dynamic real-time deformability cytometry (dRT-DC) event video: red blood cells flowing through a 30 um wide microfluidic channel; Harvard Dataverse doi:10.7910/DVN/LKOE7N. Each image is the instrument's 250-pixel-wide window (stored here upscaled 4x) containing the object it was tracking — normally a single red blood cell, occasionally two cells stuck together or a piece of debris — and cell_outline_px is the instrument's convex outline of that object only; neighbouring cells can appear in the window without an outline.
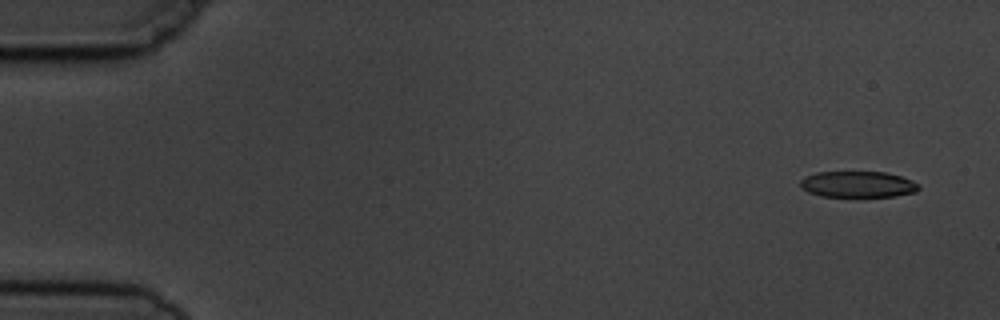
{"species": "common noctule bat (a hibernating species)", "species_latin": "Nyctalus noctula", "temperature_condition": "cold", "stored_images_in_passage": 5, "camera_frame_rate_fps": 3000, "um_per_image_px": 0.085, "animal": {"sex": "male", "body_mass_g": 19.5, "forearm_length_mm": 54.6}, "frame": {"image": 1, "passage_image": 1, "time_ms": 0.0, "image_size_px": [1000, 320], "cell_outline_px": [[920, 188], [916, 192], [896, 196], [820, 196], [808, 192], [800, 188], [800, 180], [804, 176], [816, 172], [884, 172], [900, 176], [912, 180], [920, 184]], "centroid_in_image_um": [72.9, 15.66], "position_along_channel_um": 12.1, "area_um2": 18.15}}
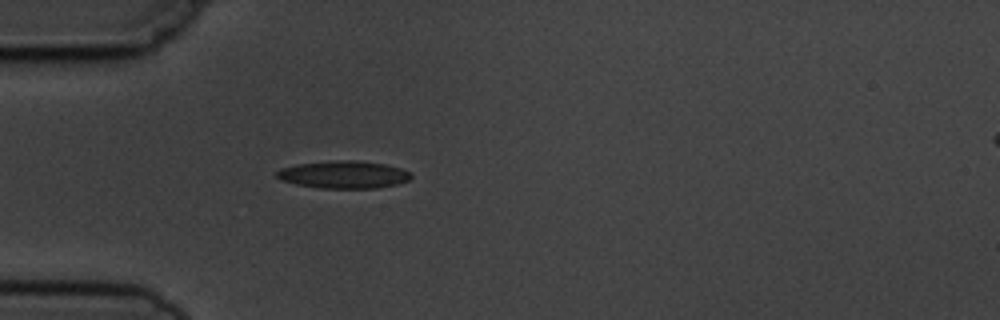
{"frame": {"image": 2, "passage_image": 5, "time_ms": 4.333, "image_size_px": [1000, 320], "cell_outline_px": [[412, 176], [408, 180], [396, 184], [376, 188], [320, 188], [296, 184], [280, 180], [276, 176], [276, 172], [280, 168], [300, 164], [336, 160], [356, 160], [384, 164], [400, 168], [412, 172]], "centroid_in_image_um": [29.21, 14.84], "position_along_channel_um": 55.8, "area_um2": 21.44}}